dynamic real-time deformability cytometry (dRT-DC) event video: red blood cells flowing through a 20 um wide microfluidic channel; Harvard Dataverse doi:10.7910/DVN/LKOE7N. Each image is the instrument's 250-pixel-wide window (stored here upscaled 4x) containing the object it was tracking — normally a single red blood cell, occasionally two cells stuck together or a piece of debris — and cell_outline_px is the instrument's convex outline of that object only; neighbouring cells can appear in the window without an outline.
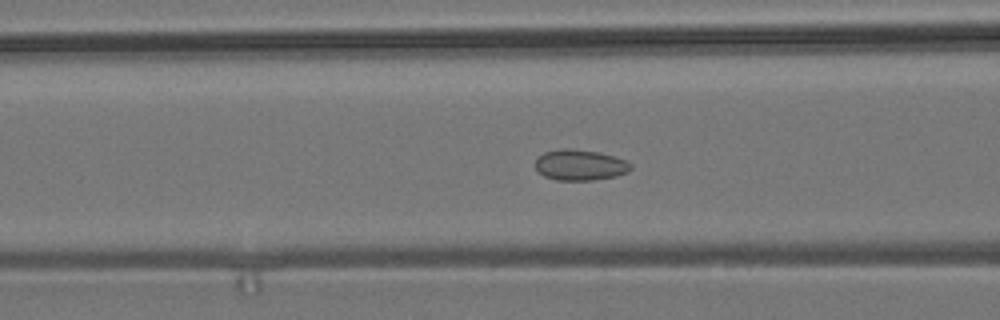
{"species": "common noctule bat (a hibernating species)", "species_latin": "Nyctalus noctula", "temperature_condition": "room temperature", "stored_images_in_passage": 45, "camera_frame_rate_fps": 3000, "um_per_image_px": 0.085, "animal": {"sex": "male", "body_mass_g": 19.2, "forearm_length_mm": 51.8}, "frame": {"image": 1, "passage_image": 21, "time_ms": 6.667, "image_size_px": [1000, 320], "cell_outline_px": [[632, 168], [628, 172], [616, 176], [592, 180], [556, 180], [544, 176], [536, 168], [536, 160], [544, 152], [560, 148], [568, 148], [600, 152], [624, 160], [632, 164]], "centroid_in_image_um": [49.31, 14.02], "position_along_channel_um": 117.3, "area_um2": 17.05}}
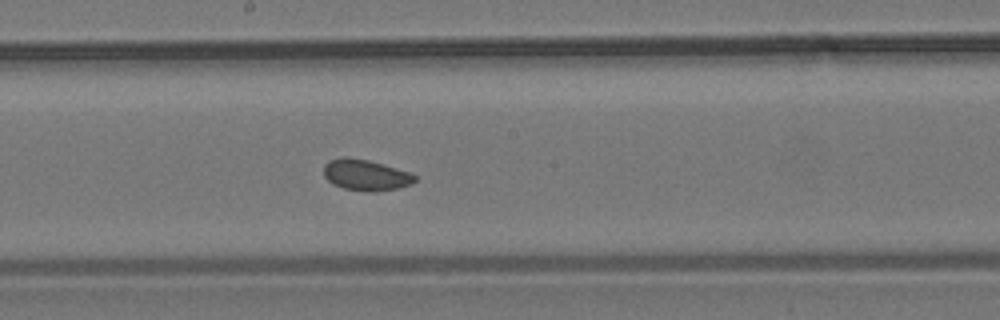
{"frame": {"image": 2, "passage_image": 29, "time_ms": 9.333, "image_size_px": [1000, 320], "cell_outline_px": [[416, 180], [412, 184], [400, 188], [372, 192], [368, 192], [344, 188], [332, 184], [324, 176], [324, 164], [328, 160], [344, 156], [348, 156], [368, 160], [396, 168], [408, 172], [416, 176]], "centroid_in_image_um": [31.07, 14.87], "position_along_channel_um": 217.1, "area_um2": 16.59}}
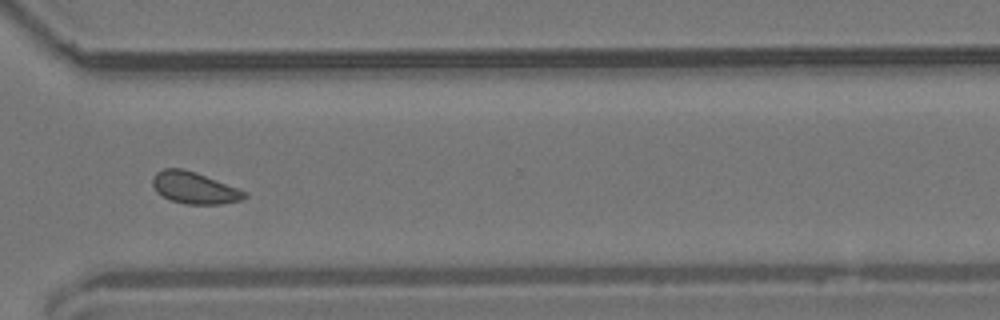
{"frame": {"image": 3, "passage_image": 40, "time_ms": 13.0, "image_size_px": [1000, 320], "cell_outline_px": [[248, 196], [240, 200], [220, 204], [184, 204], [168, 200], [156, 192], [152, 184], [152, 176], [156, 172], [164, 168], [184, 168], [196, 172], [248, 192]], "centroid_in_image_um": [16.48, 15.96], "position_along_channel_um": 354.1, "area_um2": 17.22}, "authors_computed_cell_mechanics": {"area_um2": 17.1088, "velocity_mm_per_s": 3.735, "shape_relaxation_time_tau1_ms": null, "shape_relaxation_time_tau2_ms": 2.7143, "deformation_change_tau1": null, "deformation_change_tau2": 0.059}}